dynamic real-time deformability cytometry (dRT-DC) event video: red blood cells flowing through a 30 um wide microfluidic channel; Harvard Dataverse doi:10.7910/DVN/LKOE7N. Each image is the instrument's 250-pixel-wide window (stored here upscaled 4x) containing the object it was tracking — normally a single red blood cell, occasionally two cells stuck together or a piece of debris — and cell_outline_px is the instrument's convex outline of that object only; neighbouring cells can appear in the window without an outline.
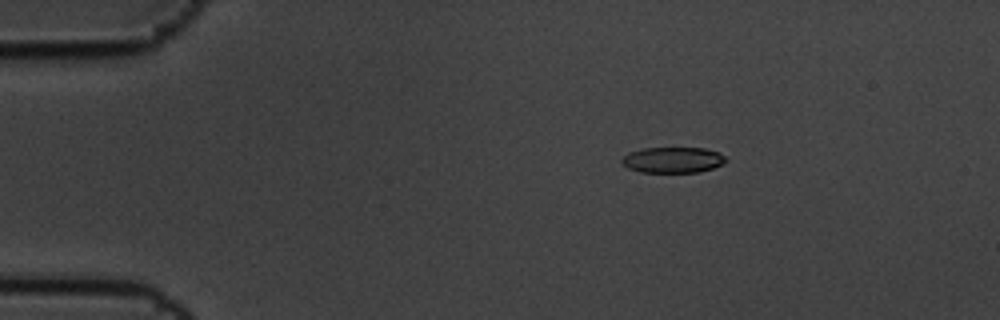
{"species": "common noctule bat (a hibernating species)", "species_latin": "Nyctalus noctula", "temperature_condition": "cold", "stored_images_in_passage": 5, "camera_frame_rate_fps": 3000, "um_per_image_px": 0.085, "animal": {"sex": "male", "body_mass_g": 19.5, "forearm_length_mm": 54.6}, "frame": {"image": 1, "passage_image": 3, "time_ms": 0.667, "image_size_px": [1000, 320], "cell_outline_px": [[728, 160], [724, 164], [700, 172], [640, 172], [628, 168], [620, 160], [624, 156], [632, 152], [644, 148], [704, 148], [720, 152]], "centroid_in_image_um": [57.24, 13.59], "position_along_channel_um": 27.8, "area_um2": 15.61}}